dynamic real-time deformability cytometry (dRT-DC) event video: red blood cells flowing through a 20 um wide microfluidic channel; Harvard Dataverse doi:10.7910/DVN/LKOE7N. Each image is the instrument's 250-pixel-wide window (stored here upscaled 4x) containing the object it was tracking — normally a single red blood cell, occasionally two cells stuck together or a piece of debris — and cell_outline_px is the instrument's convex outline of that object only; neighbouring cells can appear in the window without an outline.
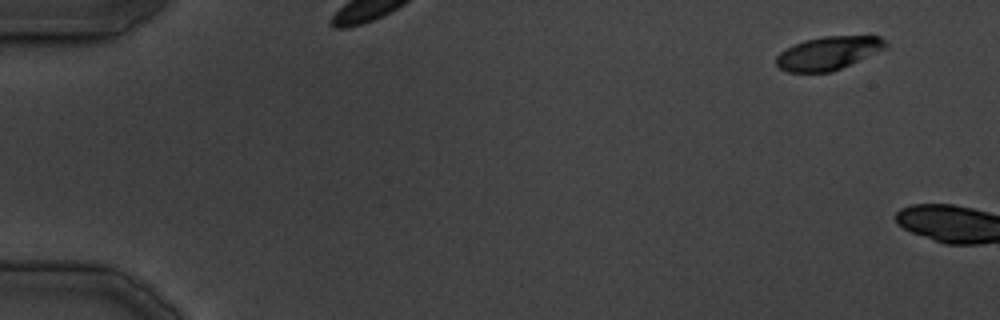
{"species": "common noctule bat (a hibernating species)", "species_latin": "Nyctalus noctula", "temperature_condition": "cold", "stored_images_in_passage": 3, "camera_frame_rate_fps": 3000, "um_per_image_px": 0.085, "animal": {"sex": "male", "body_mass_g": 19.5, "forearm_length_mm": 54.6}, "frame": {"image": 1, "passage_image": 1, "time_ms": 0.0, "image_size_px": [1000, 320], "cell_outline_px": [[888, 48], [832, 72], [788, 72], [780, 68], [776, 64], [776, 56], [780, 52], [804, 40], [824, 36], [880, 36], [888, 44]], "centroid_in_image_um": [70.44, 4.52], "position_along_channel_um": 14.6, "area_um2": 21.21}}